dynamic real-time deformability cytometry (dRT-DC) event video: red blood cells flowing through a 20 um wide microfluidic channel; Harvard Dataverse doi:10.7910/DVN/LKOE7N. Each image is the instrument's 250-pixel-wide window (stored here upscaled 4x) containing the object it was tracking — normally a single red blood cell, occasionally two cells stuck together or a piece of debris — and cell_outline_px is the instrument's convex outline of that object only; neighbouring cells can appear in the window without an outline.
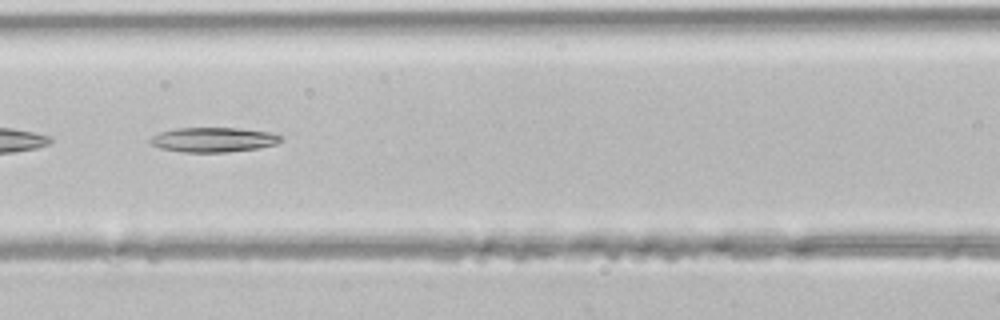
{"species": "common noctule bat (a hibernating species)", "species_latin": "Nyctalus noctula", "temperature_condition": "room temperature", "stored_images_in_passage": 33, "camera_frame_rate_fps": 3000, "um_per_image_px": 0.085, "animal": {"sex": "male", "body_mass_g": 21.5, "forearm_length_mm": 52.0}, "frame": {"image": 1, "passage_image": 10, "time_ms": 3.0, "image_size_px": [1000, 320], "cell_outline_px": [[284, 140], [276, 144], [260, 148], [228, 152], [184, 152], [160, 148], [148, 144], [148, 140], [152, 136], [160, 132], [176, 128], [240, 128], [268, 132], [284, 136]], "centroid_in_image_um": [18.15, 11.88], "position_along_channel_um": 148.5, "area_um2": 19.02}}
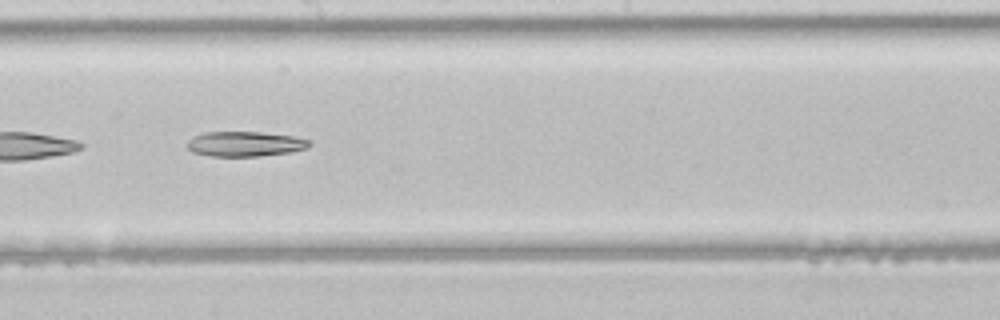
{"frame": {"image": 2, "passage_image": 15, "time_ms": 4.667, "image_size_px": [1000, 320], "cell_outline_px": [[312, 144], [308, 148], [292, 152], [260, 156], [212, 156], [192, 152], [184, 144], [192, 136], [204, 132], [260, 132], [292, 136], [312, 140]], "centroid_in_image_um": [20.83, 12.23], "position_along_channel_um": 227.4, "area_um2": 18.03}}